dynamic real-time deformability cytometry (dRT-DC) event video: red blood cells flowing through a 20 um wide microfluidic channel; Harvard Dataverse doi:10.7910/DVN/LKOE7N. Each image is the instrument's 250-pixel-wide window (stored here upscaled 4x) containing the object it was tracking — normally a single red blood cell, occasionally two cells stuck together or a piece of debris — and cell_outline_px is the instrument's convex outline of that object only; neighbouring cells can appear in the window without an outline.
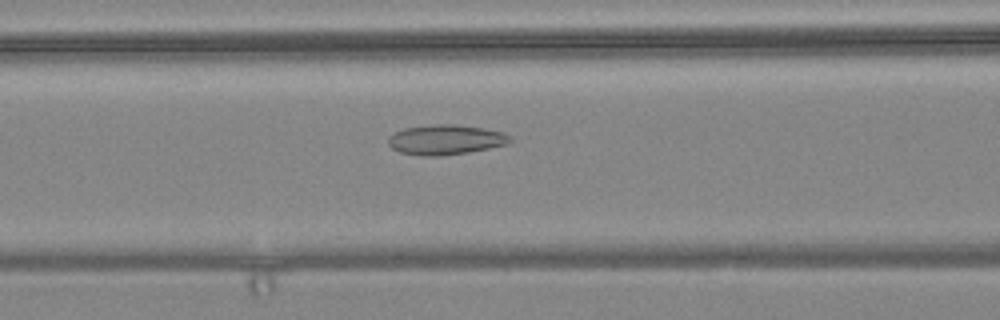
{"species": "common noctule bat (a hibernating species)", "species_latin": "Nyctalus noctula", "temperature_condition": "warm", "stored_images_in_passage": 56, "camera_frame_rate_fps": 3000, "um_per_image_px": 0.085, "animal": {"sex": "female", "body_mass_g": 24.6, "forearm_length_mm": 56.2}, "frame": {"image": 1, "passage_image": 24, "time_ms": 7.667, "image_size_px": [1000, 320], "cell_outline_px": [[512, 140], [508, 144], [468, 152], [440, 156], [424, 156], [400, 152], [392, 148], [388, 144], [388, 136], [404, 128], [436, 124], [456, 124], [484, 128], [504, 132], [512, 136]], "centroid_in_image_um": [37.9, 11.87], "position_along_channel_um": 128.7, "area_um2": 21.33}}
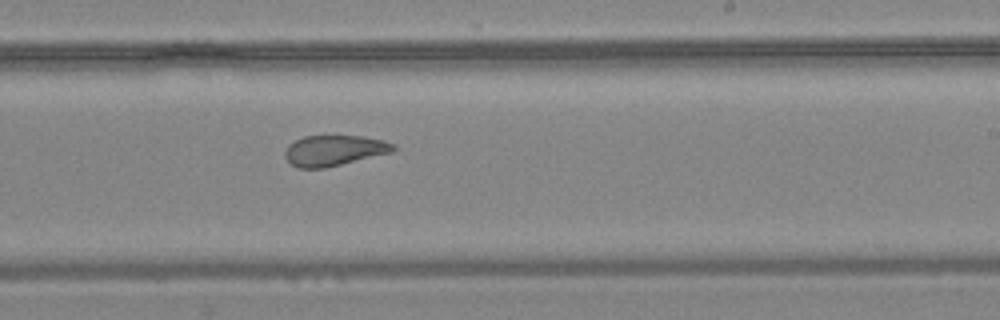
{"frame": {"image": 2, "passage_image": 35, "time_ms": 11.333, "image_size_px": [1000, 320], "cell_outline_px": [[396, 148], [392, 152], [324, 168], [296, 168], [284, 156], [284, 152], [288, 144], [304, 136], [364, 136], [384, 140], [396, 144]], "centroid_in_image_um": [28.4, 12.78], "position_along_channel_um": 260.6, "area_um2": 19.31}}
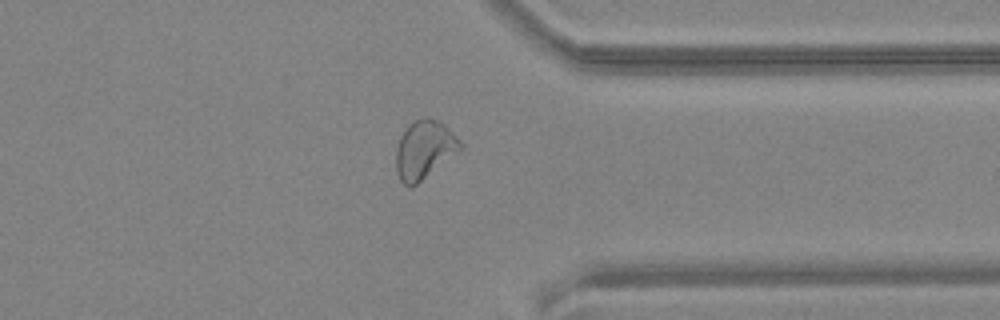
{"frame": {"image": 3, "passage_image": 45, "time_ms": 14.667, "image_size_px": [1000, 320], "cell_outline_px": [[464, 148], [412, 188], [408, 188], [400, 180], [396, 172], [396, 148], [400, 136], [404, 128], [408, 124], [424, 116], [428, 116], [440, 120], [464, 144]], "centroid_in_image_um": [36.07, 12.71], "position_along_channel_um": 375.3, "area_um2": 22.37}}